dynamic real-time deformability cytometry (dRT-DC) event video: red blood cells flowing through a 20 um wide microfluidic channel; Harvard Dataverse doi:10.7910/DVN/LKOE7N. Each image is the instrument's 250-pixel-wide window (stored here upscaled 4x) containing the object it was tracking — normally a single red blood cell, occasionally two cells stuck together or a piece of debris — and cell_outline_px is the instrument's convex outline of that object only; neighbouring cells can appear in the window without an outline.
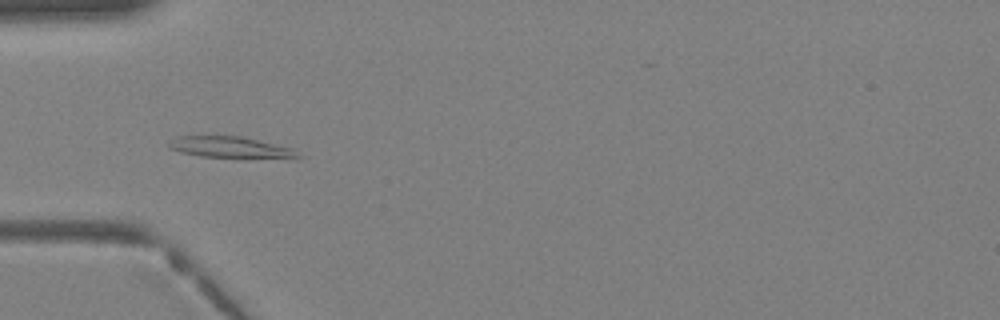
{"species": "Egyptian fruit bat (a non-hibernating species)", "species_latin": "Rousettus aegyptiacus", "temperature_condition": "warm", "stored_images_in_passage": 40, "camera_frame_rate_fps": 3000, "um_per_image_px": 0.085, "animal": {"sex": "female"}, "frame": {"image": 1, "passage_image": 14, "time_ms": 4.333, "image_size_px": [1000, 320], "cell_outline_px": [[300, 156], [244, 160], [200, 156], [180, 152], [168, 148], [168, 140], [176, 136], [240, 136], [292, 148]], "centroid_in_image_um": [19.49, 12.55], "position_along_channel_um": 65.5, "area_um2": 16.42}}
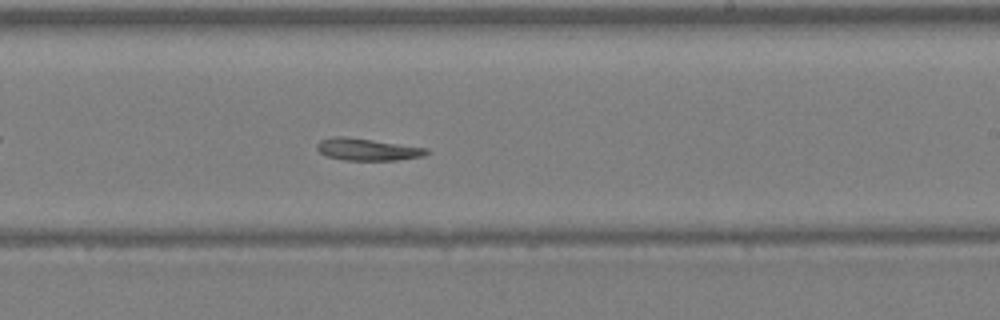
{"frame": {"image": 2, "passage_image": 25, "time_ms": 8.0, "image_size_px": [1000, 320], "cell_outline_px": [[432, 152], [424, 156], [396, 160], [344, 160], [328, 156], [320, 152], [316, 148], [316, 144], [320, 140], [332, 136], [348, 136], [428, 148]], "centroid_in_image_um": [31.25, 12.69], "position_along_channel_um": 257.8, "area_um2": 14.28}}
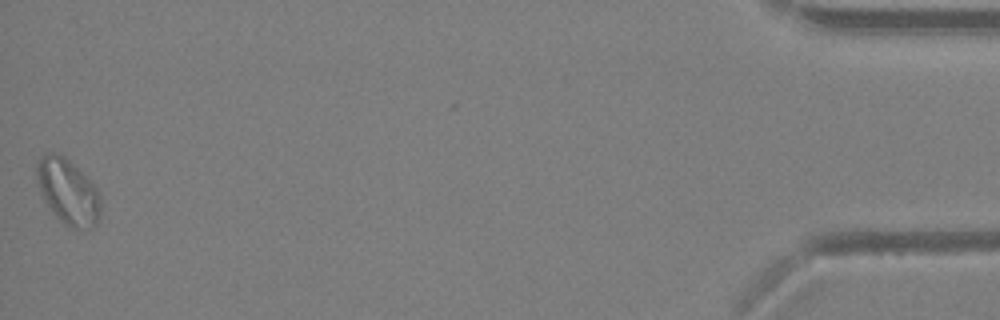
{"frame": {"image": 3, "passage_image": 40, "time_ms": 13.0, "image_size_px": [1000, 320], "cell_outline_px": [[100, 212], [96, 224], [92, 228], [76, 228], [64, 224], [56, 216], [44, 200], [40, 192], [36, 180], [36, 164], [40, 156], [48, 152], [52, 152], [64, 156], [96, 188], [100, 196]], "centroid_in_image_um": [5.74, 16.28], "position_along_channel_um": 429.5, "area_um2": 23.99}}